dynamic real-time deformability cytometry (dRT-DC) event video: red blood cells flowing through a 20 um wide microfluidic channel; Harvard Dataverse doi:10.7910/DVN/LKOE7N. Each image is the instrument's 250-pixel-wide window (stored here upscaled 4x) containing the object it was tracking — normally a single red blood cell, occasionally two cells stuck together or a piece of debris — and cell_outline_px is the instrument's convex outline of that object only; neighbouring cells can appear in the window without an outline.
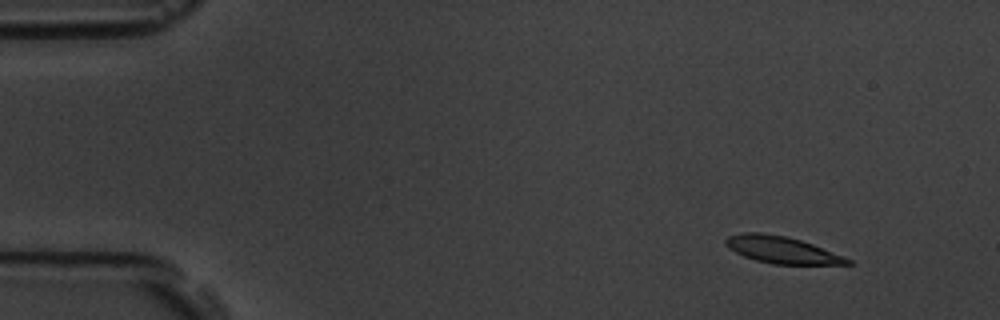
{"species": "common noctule bat (a hibernating species)", "species_latin": "Nyctalus noctula", "temperature_condition": "room temperature", "stored_images_in_passage": 4, "camera_frame_rate_fps": 3000, "um_per_image_px": 0.085, "animal": {"sex": "male", "body_mass_g": 19.5, "forearm_length_mm": 54.6}, "frame": {"image": 1, "passage_image": 1, "time_ms": 0.0, "image_size_px": [1000, 320], "cell_outline_px": [[852, 264], [772, 264], [756, 260], [744, 256], [728, 248], [724, 244], [724, 240], [728, 236], [744, 232], [760, 232], [788, 236], [812, 244], [852, 260]], "centroid_in_image_um": [66.4, 21.22], "position_along_channel_um": 18.6, "area_um2": 18.96}}
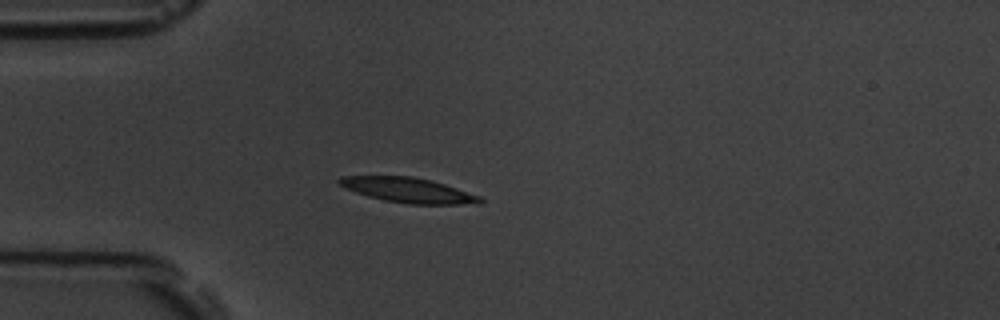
{"frame": {"image": 2, "passage_image": 4, "time_ms": 3.333, "image_size_px": [1000, 320], "cell_outline_px": [[484, 200], [480, 204], [408, 204], [384, 200], [368, 196], [356, 192], [340, 184], [336, 180], [340, 176], [412, 176], [432, 180], [480, 196]], "centroid_in_image_um": [34.73, 16.16], "position_along_channel_um": 50.3, "area_um2": 20.35}}